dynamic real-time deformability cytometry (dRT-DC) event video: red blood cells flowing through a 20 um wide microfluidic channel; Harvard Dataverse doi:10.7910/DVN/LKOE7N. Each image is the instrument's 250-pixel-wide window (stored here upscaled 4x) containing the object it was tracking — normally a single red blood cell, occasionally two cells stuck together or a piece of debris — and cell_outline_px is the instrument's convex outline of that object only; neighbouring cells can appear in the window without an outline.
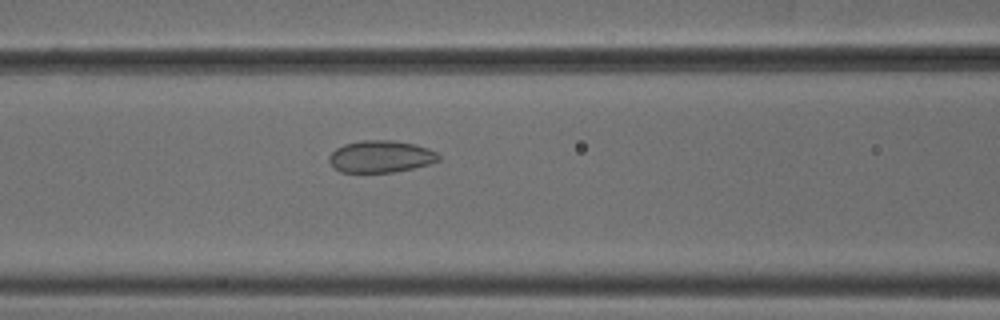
{"species": "common noctule bat (a hibernating species)", "species_latin": "Nyctalus noctula", "temperature_condition": "cold", "stored_images_in_passage": 52, "camera_frame_rate_fps": 3000, "um_per_image_px": 0.085, "animal": {"sex": "male", "body_mass_g": 18.8}, "frame": {"image": 1, "passage_image": 22, "time_ms": 7.0, "image_size_px": [1000, 320], "cell_outline_px": [[440, 160], [432, 164], [392, 172], [340, 172], [328, 160], [328, 156], [336, 148], [344, 144], [360, 140], [392, 140], [416, 144], [428, 148], [436, 152], [440, 156]], "centroid_in_image_um": [32.38, 13.29], "position_along_channel_um": 134.2, "area_um2": 20.52}}
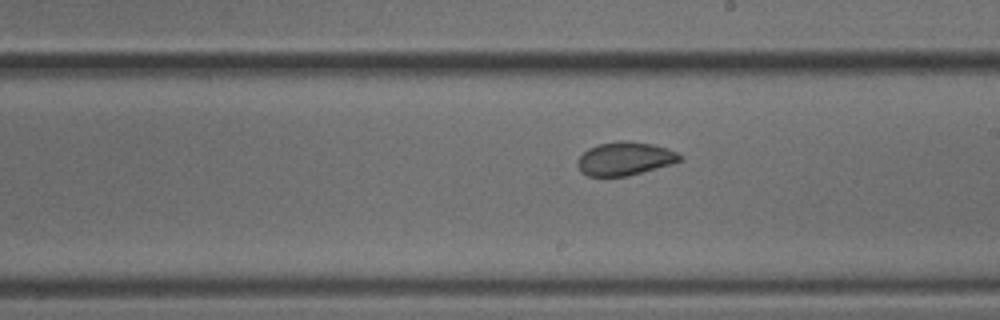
{"frame": {"image": 2, "passage_image": 30, "time_ms": 9.667, "image_size_px": [1000, 320], "cell_outline_px": [[684, 160], [672, 164], [628, 176], [588, 176], [580, 172], [576, 164], [576, 160], [588, 148], [600, 144], [620, 140], [624, 140], [652, 144], [668, 148], [684, 156]], "centroid_in_image_um": [53.13, 13.49], "position_along_channel_um": 235.9, "area_um2": 20.11}}
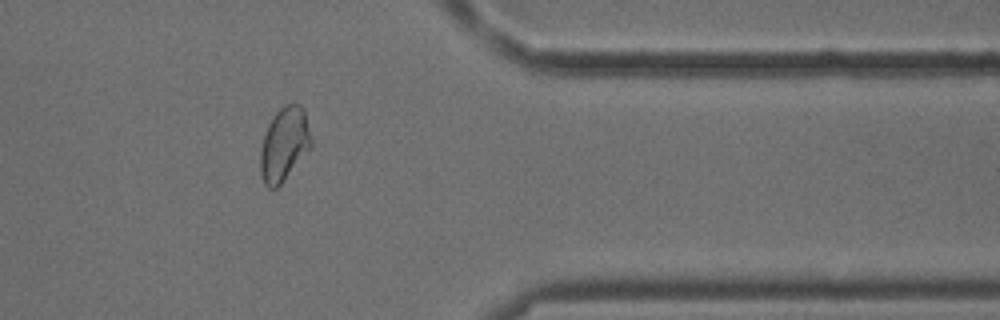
{"frame": {"image": 3, "passage_image": 43, "time_ms": 14.0, "image_size_px": [1000, 320], "cell_outline_px": [[312, 144], [280, 184], [276, 188], [268, 188], [264, 184], [260, 176], [260, 148], [268, 124], [272, 116], [280, 108], [288, 104], [300, 104], [304, 108], [312, 140]], "centroid_in_image_um": [24.13, 12.24], "position_along_channel_um": 387.3, "area_um2": 21.56}, "authors_computed_cell_mechanics": {"area_um2": 21.9929, "velocity_mm_per_s": 3.8214, "shape_relaxation_time_tau1_ms": 3.7316, "shape_relaxation_time_tau2_ms": 1.5233, "deformation_change_tau1": 0.0518, "deformation_change_tau2": 0.0406}}